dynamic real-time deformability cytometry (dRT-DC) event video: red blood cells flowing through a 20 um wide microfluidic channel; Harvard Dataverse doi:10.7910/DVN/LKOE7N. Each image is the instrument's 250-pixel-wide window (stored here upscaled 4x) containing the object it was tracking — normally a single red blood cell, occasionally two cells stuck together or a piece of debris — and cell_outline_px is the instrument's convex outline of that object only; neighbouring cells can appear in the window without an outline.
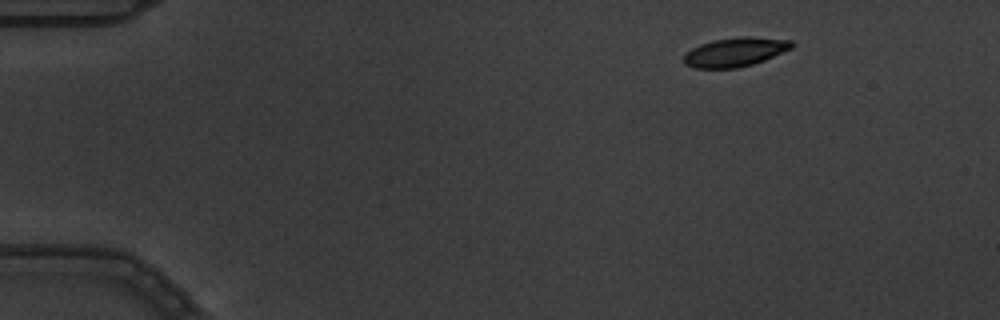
{"species": "common noctule bat (a hibernating species)", "species_latin": "Nyctalus noctula", "temperature_condition": "warm", "stored_images_in_passage": 2, "camera_frame_rate_fps": 3000, "um_per_image_px": 0.085, "animal": {"sex": "male", "body_mass_g": 19.5, "forearm_length_mm": 54.6}, "frame": {"image": 1, "passage_image": 2, "time_ms": 0.333, "image_size_px": [1000, 320], "cell_outline_px": [[796, 44], [792, 48], [764, 60], [752, 64], [736, 68], [692, 68], [684, 64], [684, 56], [692, 48], [700, 44], [712, 40], [744, 36], [748, 36], [792, 40]], "centroid_in_image_um": [62.5, 4.42], "position_along_channel_um": 22.5, "area_um2": 18.26}}